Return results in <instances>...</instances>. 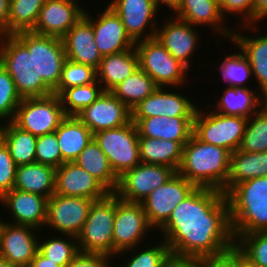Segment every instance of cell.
<instances>
[{"mask_svg": "<svg viewBox=\"0 0 267 267\" xmlns=\"http://www.w3.org/2000/svg\"><path fill=\"white\" fill-rule=\"evenodd\" d=\"M47 202L48 198L42 195L14 188L0 197V203L12 214V224L31 226L38 231L46 223Z\"/></svg>", "mask_w": 267, "mask_h": 267, "instance_id": "obj_22", "label": "cell"}, {"mask_svg": "<svg viewBox=\"0 0 267 267\" xmlns=\"http://www.w3.org/2000/svg\"><path fill=\"white\" fill-rule=\"evenodd\" d=\"M175 173L171 167L141 162L119 177L115 194L123 201L142 203L153 190L168 182Z\"/></svg>", "mask_w": 267, "mask_h": 267, "instance_id": "obj_10", "label": "cell"}, {"mask_svg": "<svg viewBox=\"0 0 267 267\" xmlns=\"http://www.w3.org/2000/svg\"><path fill=\"white\" fill-rule=\"evenodd\" d=\"M94 200L76 196L53 194L48 198L45 227L62 235L77 237L87 219Z\"/></svg>", "mask_w": 267, "mask_h": 267, "instance_id": "obj_12", "label": "cell"}, {"mask_svg": "<svg viewBox=\"0 0 267 267\" xmlns=\"http://www.w3.org/2000/svg\"><path fill=\"white\" fill-rule=\"evenodd\" d=\"M157 267H172V254H170L162 263Z\"/></svg>", "mask_w": 267, "mask_h": 267, "instance_id": "obj_57", "label": "cell"}, {"mask_svg": "<svg viewBox=\"0 0 267 267\" xmlns=\"http://www.w3.org/2000/svg\"><path fill=\"white\" fill-rule=\"evenodd\" d=\"M195 188L193 183L176 172L168 182L153 190L142 202L149 224L159 229L169 219L175 207Z\"/></svg>", "mask_w": 267, "mask_h": 267, "instance_id": "obj_13", "label": "cell"}, {"mask_svg": "<svg viewBox=\"0 0 267 267\" xmlns=\"http://www.w3.org/2000/svg\"><path fill=\"white\" fill-rule=\"evenodd\" d=\"M51 237L39 241V252L61 267H66L79 252L77 238L71 235H62L59 238ZM68 239H66V238Z\"/></svg>", "mask_w": 267, "mask_h": 267, "instance_id": "obj_40", "label": "cell"}, {"mask_svg": "<svg viewBox=\"0 0 267 267\" xmlns=\"http://www.w3.org/2000/svg\"><path fill=\"white\" fill-rule=\"evenodd\" d=\"M159 230L170 253L180 257L216 255L235 245L227 197L212 188L196 187Z\"/></svg>", "mask_w": 267, "mask_h": 267, "instance_id": "obj_1", "label": "cell"}, {"mask_svg": "<svg viewBox=\"0 0 267 267\" xmlns=\"http://www.w3.org/2000/svg\"><path fill=\"white\" fill-rule=\"evenodd\" d=\"M230 159V151L204 143L192 134L183 146L182 160L177 173L196 187L217 189L224 193Z\"/></svg>", "mask_w": 267, "mask_h": 267, "instance_id": "obj_3", "label": "cell"}, {"mask_svg": "<svg viewBox=\"0 0 267 267\" xmlns=\"http://www.w3.org/2000/svg\"><path fill=\"white\" fill-rule=\"evenodd\" d=\"M111 258L102 253L79 251L66 267H112Z\"/></svg>", "mask_w": 267, "mask_h": 267, "instance_id": "obj_49", "label": "cell"}, {"mask_svg": "<svg viewBox=\"0 0 267 267\" xmlns=\"http://www.w3.org/2000/svg\"><path fill=\"white\" fill-rule=\"evenodd\" d=\"M10 0H0V39L14 35L9 27Z\"/></svg>", "mask_w": 267, "mask_h": 267, "instance_id": "obj_51", "label": "cell"}, {"mask_svg": "<svg viewBox=\"0 0 267 267\" xmlns=\"http://www.w3.org/2000/svg\"><path fill=\"white\" fill-rule=\"evenodd\" d=\"M5 123L3 142L15 164L18 166L35 162L37 136L22 130L12 121Z\"/></svg>", "mask_w": 267, "mask_h": 267, "instance_id": "obj_36", "label": "cell"}, {"mask_svg": "<svg viewBox=\"0 0 267 267\" xmlns=\"http://www.w3.org/2000/svg\"><path fill=\"white\" fill-rule=\"evenodd\" d=\"M182 0H153L155 3L156 7L159 9L161 4L165 5V8L171 9L173 13L177 10V8L180 6Z\"/></svg>", "mask_w": 267, "mask_h": 267, "instance_id": "obj_55", "label": "cell"}, {"mask_svg": "<svg viewBox=\"0 0 267 267\" xmlns=\"http://www.w3.org/2000/svg\"><path fill=\"white\" fill-rule=\"evenodd\" d=\"M35 162L54 167L55 169L65 162L61 157L55 132L37 136Z\"/></svg>", "mask_w": 267, "mask_h": 267, "instance_id": "obj_46", "label": "cell"}, {"mask_svg": "<svg viewBox=\"0 0 267 267\" xmlns=\"http://www.w3.org/2000/svg\"><path fill=\"white\" fill-rule=\"evenodd\" d=\"M45 0H10L9 27L13 34L32 31Z\"/></svg>", "mask_w": 267, "mask_h": 267, "instance_id": "obj_37", "label": "cell"}, {"mask_svg": "<svg viewBox=\"0 0 267 267\" xmlns=\"http://www.w3.org/2000/svg\"><path fill=\"white\" fill-rule=\"evenodd\" d=\"M175 13L176 15L172 16L193 26L208 25L212 31L231 40L233 31L223 24V21H226L223 19L226 18L221 13L218 0H182Z\"/></svg>", "mask_w": 267, "mask_h": 267, "instance_id": "obj_25", "label": "cell"}, {"mask_svg": "<svg viewBox=\"0 0 267 267\" xmlns=\"http://www.w3.org/2000/svg\"><path fill=\"white\" fill-rule=\"evenodd\" d=\"M93 139L108 158L118 178L141 163L139 134L132 120L122 127L96 132Z\"/></svg>", "mask_w": 267, "mask_h": 267, "instance_id": "obj_8", "label": "cell"}, {"mask_svg": "<svg viewBox=\"0 0 267 267\" xmlns=\"http://www.w3.org/2000/svg\"><path fill=\"white\" fill-rule=\"evenodd\" d=\"M62 41L67 59L95 69L99 67L102 55L94 40L92 23L85 16L62 37Z\"/></svg>", "mask_w": 267, "mask_h": 267, "instance_id": "obj_24", "label": "cell"}, {"mask_svg": "<svg viewBox=\"0 0 267 267\" xmlns=\"http://www.w3.org/2000/svg\"><path fill=\"white\" fill-rule=\"evenodd\" d=\"M104 92L98 81L87 85L65 89L60 95L64 114L77 116L85 107L90 106Z\"/></svg>", "mask_w": 267, "mask_h": 267, "instance_id": "obj_38", "label": "cell"}, {"mask_svg": "<svg viewBox=\"0 0 267 267\" xmlns=\"http://www.w3.org/2000/svg\"><path fill=\"white\" fill-rule=\"evenodd\" d=\"M168 88L158 87L151 95L131 110V119L155 116L194 117L196 104L181 92H167Z\"/></svg>", "mask_w": 267, "mask_h": 267, "instance_id": "obj_17", "label": "cell"}, {"mask_svg": "<svg viewBox=\"0 0 267 267\" xmlns=\"http://www.w3.org/2000/svg\"><path fill=\"white\" fill-rule=\"evenodd\" d=\"M172 267H203V256L180 257L172 254Z\"/></svg>", "mask_w": 267, "mask_h": 267, "instance_id": "obj_52", "label": "cell"}, {"mask_svg": "<svg viewBox=\"0 0 267 267\" xmlns=\"http://www.w3.org/2000/svg\"><path fill=\"white\" fill-rule=\"evenodd\" d=\"M219 70L228 87H247V80L253 76L249 61L240 49L238 53L227 54Z\"/></svg>", "mask_w": 267, "mask_h": 267, "instance_id": "obj_41", "label": "cell"}, {"mask_svg": "<svg viewBox=\"0 0 267 267\" xmlns=\"http://www.w3.org/2000/svg\"><path fill=\"white\" fill-rule=\"evenodd\" d=\"M108 6L120 17L127 34L134 42L156 36V15L159 10L153 0H111ZM147 28H150L149 34L146 33Z\"/></svg>", "mask_w": 267, "mask_h": 267, "instance_id": "obj_14", "label": "cell"}, {"mask_svg": "<svg viewBox=\"0 0 267 267\" xmlns=\"http://www.w3.org/2000/svg\"><path fill=\"white\" fill-rule=\"evenodd\" d=\"M226 197L234 240L243 234L267 231V176L240 182Z\"/></svg>", "mask_w": 267, "mask_h": 267, "instance_id": "obj_4", "label": "cell"}, {"mask_svg": "<svg viewBox=\"0 0 267 267\" xmlns=\"http://www.w3.org/2000/svg\"><path fill=\"white\" fill-rule=\"evenodd\" d=\"M0 143L3 142V131H4V128H5V125L3 124L2 125V122L4 123L3 120H0Z\"/></svg>", "mask_w": 267, "mask_h": 267, "instance_id": "obj_59", "label": "cell"}, {"mask_svg": "<svg viewBox=\"0 0 267 267\" xmlns=\"http://www.w3.org/2000/svg\"><path fill=\"white\" fill-rule=\"evenodd\" d=\"M267 176V151L252 153L239 149L231 153L226 195L235 185L257 177Z\"/></svg>", "mask_w": 267, "mask_h": 267, "instance_id": "obj_32", "label": "cell"}, {"mask_svg": "<svg viewBox=\"0 0 267 267\" xmlns=\"http://www.w3.org/2000/svg\"><path fill=\"white\" fill-rule=\"evenodd\" d=\"M131 120L136 124L139 137L188 142L193 134V117L155 116Z\"/></svg>", "mask_w": 267, "mask_h": 267, "instance_id": "obj_26", "label": "cell"}, {"mask_svg": "<svg viewBox=\"0 0 267 267\" xmlns=\"http://www.w3.org/2000/svg\"><path fill=\"white\" fill-rule=\"evenodd\" d=\"M74 163L92 175L110 193H115L119 178L111 169L108 158L94 139L79 154Z\"/></svg>", "mask_w": 267, "mask_h": 267, "instance_id": "obj_34", "label": "cell"}, {"mask_svg": "<svg viewBox=\"0 0 267 267\" xmlns=\"http://www.w3.org/2000/svg\"><path fill=\"white\" fill-rule=\"evenodd\" d=\"M199 108L193 117V134L202 142L223 147L231 153L238 150L248 119L223 115L213 109L206 113Z\"/></svg>", "mask_w": 267, "mask_h": 267, "instance_id": "obj_6", "label": "cell"}, {"mask_svg": "<svg viewBox=\"0 0 267 267\" xmlns=\"http://www.w3.org/2000/svg\"><path fill=\"white\" fill-rule=\"evenodd\" d=\"M152 228V229H151ZM149 224L142 203L121 200L116 195V214L113 231V257L119 252L139 246L149 230ZM143 238V239H142Z\"/></svg>", "mask_w": 267, "mask_h": 267, "instance_id": "obj_11", "label": "cell"}, {"mask_svg": "<svg viewBox=\"0 0 267 267\" xmlns=\"http://www.w3.org/2000/svg\"><path fill=\"white\" fill-rule=\"evenodd\" d=\"M115 214V193L93 201L82 230L76 237L79 251L102 253L113 258Z\"/></svg>", "mask_w": 267, "mask_h": 267, "instance_id": "obj_5", "label": "cell"}, {"mask_svg": "<svg viewBox=\"0 0 267 267\" xmlns=\"http://www.w3.org/2000/svg\"><path fill=\"white\" fill-rule=\"evenodd\" d=\"M255 92L247 87H228L216 101L218 103L214 104L213 111L227 116H241L249 119L267 104V98L260 99Z\"/></svg>", "mask_w": 267, "mask_h": 267, "instance_id": "obj_29", "label": "cell"}, {"mask_svg": "<svg viewBox=\"0 0 267 267\" xmlns=\"http://www.w3.org/2000/svg\"><path fill=\"white\" fill-rule=\"evenodd\" d=\"M54 132L65 162H74L93 139V133L76 116H66Z\"/></svg>", "mask_w": 267, "mask_h": 267, "instance_id": "obj_31", "label": "cell"}, {"mask_svg": "<svg viewBox=\"0 0 267 267\" xmlns=\"http://www.w3.org/2000/svg\"><path fill=\"white\" fill-rule=\"evenodd\" d=\"M21 100L13 79L0 63V120L12 121Z\"/></svg>", "mask_w": 267, "mask_h": 267, "instance_id": "obj_44", "label": "cell"}, {"mask_svg": "<svg viewBox=\"0 0 267 267\" xmlns=\"http://www.w3.org/2000/svg\"><path fill=\"white\" fill-rule=\"evenodd\" d=\"M167 20L161 25L163 28L158 26L155 37L177 61L189 69L190 62H193L190 59L198 49V31L194 29L195 26L176 17Z\"/></svg>", "mask_w": 267, "mask_h": 267, "instance_id": "obj_21", "label": "cell"}, {"mask_svg": "<svg viewBox=\"0 0 267 267\" xmlns=\"http://www.w3.org/2000/svg\"><path fill=\"white\" fill-rule=\"evenodd\" d=\"M239 267H258V266L253 262H251L247 257H245L239 250Z\"/></svg>", "mask_w": 267, "mask_h": 267, "instance_id": "obj_56", "label": "cell"}, {"mask_svg": "<svg viewBox=\"0 0 267 267\" xmlns=\"http://www.w3.org/2000/svg\"><path fill=\"white\" fill-rule=\"evenodd\" d=\"M96 81L97 72L94 67L66 59L60 82L58 87L53 91V94L59 96L67 88L87 85Z\"/></svg>", "mask_w": 267, "mask_h": 267, "instance_id": "obj_42", "label": "cell"}, {"mask_svg": "<svg viewBox=\"0 0 267 267\" xmlns=\"http://www.w3.org/2000/svg\"><path fill=\"white\" fill-rule=\"evenodd\" d=\"M159 245L151 246L147 249L138 250V247H134L118 254L122 253L125 254L127 251H132L131 259L122 265L123 267H157L160 263H162L171 253L169 251L168 245L165 241L158 243ZM137 248V250H136ZM133 249V250H132Z\"/></svg>", "mask_w": 267, "mask_h": 267, "instance_id": "obj_45", "label": "cell"}, {"mask_svg": "<svg viewBox=\"0 0 267 267\" xmlns=\"http://www.w3.org/2000/svg\"><path fill=\"white\" fill-rule=\"evenodd\" d=\"M157 88L154 80L139 67L110 92L132 110Z\"/></svg>", "mask_w": 267, "mask_h": 267, "instance_id": "obj_35", "label": "cell"}, {"mask_svg": "<svg viewBox=\"0 0 267 267\" xmlns=\"http://www.w3.org/2000/svg\"><path fill=\"white\" fill-rule=\"evenodd\" d=\"M110 192L74 162H64L55 171L54 194L99 200Z\"/></svg>", "mask_w": 267, "mask_h": 267, "instance_id": "obj_20", "label": "cell"}, {"mask_svg": "<svg viewBox=\"0 0 267 267\" xmlns=\"http://www.w3.org/2000/svg\"><path fill=\"white\" fill-rule=\"evenodd\" d=\"M233 30L231 43L238 47L248 59L252 74L259 85L260 97L267 98V34L257 37L245 36ZM259 82V83H258Z\"/></svg>", "mask_w": 267, "mask_h": 267, "instance_id": "obj_28", "label": "cell"}, {"mask_svg": "<svg viewBox=\"0 0 267 267\" xmlns=\"http://www.w3.org/2000/svg\"><path fill=\"white\" fill-rule=\"evenodd\" d=\"M88 12V13H87ZM96 20L85 11L84 16L92 23L94 40L102 56L116 54L135 47V42L127 34L120 17L110 7L104 8Z\"/></svg>", "mask_w": 267, "mask_h": 267, "instance_id": "obj_18", "label": "cell"}, {"mask_svg": "<svg viewBox=\"0 0 267 267\" xmlns=\"http://www.w3.org/2000/svg\"><path fill=\"white\" fill-rule=\"evenodd\" d=\"M203 267H239V249L234 245L220 254L203 256Z\"/></svg>", "mask_w": 267, "mask_h": 267, "instance_id": "obj_50", "label": "cell"}, {"mask_svg": "<svg viewBox=\"0 0 267 267\" xmlns=\"http://www.w3.org/2000/svg\"><path fill=\"white\" fill-rule=\"evenodd\" d=\"M235 246L258 267H267V231L240 235Z\"/></svg>", "mask_w": 267, "mask_h": 267, "instance_id": "obj_43", "label": "cell"}, {"mask_svg": "<svg viewBox=\"0 0 267 267\" xmlns=\"http://www.w3.org/2000/svg\"><path fill=\"white\" fill-rule=\"evenodd\" d=\"M267 18V0H253V25Z\"/></svg>", "mask_w": 267, "mask_h": 267, "instance_id": "obj_53", "label": "cell"}, {"mask_svg": "<svg viewBox=\"0 0 267 267\" xmlns=\"http://www.w3.org/2000/svg\"><path fill=\"white\" fill-rule=\"evenodd\" d=\"M186 143L139 137L141 162L171 167L177 172L182 160L183 146Z\"/></svg>", "mask_w": 267, "mask_h": 267, "instance_id": "obj_33", "label": "cell"}, {"mask_svg": "<svg viewBox=\"0 0 267 267\" xmlns=\"http://www.w3.org/2000/svg\"><path fill=\"white\" fill-rule=\"evenodd\" d=\"M239 150L252 153L267 151V104L247 120Z\"/></svg>", "mask_w": 267, "mask_h": 267, "instance_id": "obj_39", "label": "cell"}, {"mask_svg": "<svg viewBox=\"0 0 267 267\" xmlns=\"http://www.w3.org/2000/svg\"><path fill=\"white\" fill-rule=\"evenodd\" d=\"M93 134L115 129L131 121V110L111 92H103L76 116Z\"/></svg>", "mask_w": 267, "mask_h": 267, "instance_id": "obj_16", "label": "cell"}, {"mask_svg": "<svg viewBox=\"0 0 267 267\" xmlns=\"http://www.w3.org/2000/svg\"><path fill=\"white\" fill-rule=\"evenodd\" d=\"M28 267H61L57 264V262H52L51 260L47 259L43 256L39 251L31 260Z\"/></svg>", "mask_w": 267, "mask_h": 267, "instance_id": "obj_54", "label": "cell"}, {"mask_svg": "<svg viewBox=\"0 0 267 267\" xmlns=\"http://www.w3.org/2000/svg\"><path fill=\"white\" fill-rule=\"evenodd\" d=\"M74 0H45L32 32L62 38L83 16L85 9Z\"/></svg>", "mask_w": 267, "mask_h": 267, "instance_id": "obj_19", "label": "cell"}, {"mask_svg": "<svg viewBox=\"0 0 267 267\" xmlns=\"http://www.w3.org/2000/svg\"><path fill=\"white\" fill-rule=\"evenodd\" d=\"M55 171L54 167L39 162L18 165L14 189L49 198L55 191Z\"/></svg>", "mask_w": 267, "mask_h": 267, "instance_id": "obj_30", "label": "cell"}, {"mask_svg": "<svg viewBox=\"0 0 267 267\" xmlns=\"http://www.w3.org/2000/svg\"><path fill=\"white\" fill-rule=\"evenodd\" d=\"M66 59L62 38L35 33L36 74L52 91L58 87Z\"/></svg>", "mask_w": 267, "mask_h": 267, "instance_id": "obj_23", "label": "cell"}, {"mask_svg": "<svg viewBox=\"0 0 267 267\" xmlns=\"http://www.w3.org/2000/svg\"><path fill=\"white\" fill-rule=\"evenodd\" d=\"M0 267H18V266L15 264H12L7 259L0 257Z\"/></svg>", "mask_w": 267, "mask_h": 267, "instance_id": "obj_58", "label": "cell"}, {"mask_svg": "<svg viewBox=\"0 0 267 267\" xmlns=\"http://www.w3.org/2000/svg\"><path fill=\"white\" fill-rule=\"evenodd\" d=\"M139 67L147 73L158 87H181L186 85L188 69L177 61L156 38L135 42ZM168 85V86H167Z\"/></svg>", "mask_w": 267, "mask_h": 267, "instance_id": "obj_7", "label": "cell"}, {"mask_svg": "<svg viewBox=\"0 0 267 267\" xmlns=\"http://www.w3.org/2000/svg\"><path fill=\"white\" fill-rule=\"evenodd\" d=\"M65 117L60 97L51 94L22 98L12 122L32 135L41 136L54 132Z\"/></svg>", "mask_w": 267, "mask_h": 267, "instance_id": "obj_9", "label": "cell"}, {"mask_svg": "<svg viewBox=\"0 0 267 267\" xmlns=\"http://www.w3.org/2000/svg\"><path fill=\"white\" fill-rule=\"evenodd\" d=\"M0 63L21 98L46 97L53 91L36 74L35 33L23 31L0 39Z\"/></svg>", "mask_w": 267, "mask_h": 267, "instance_id": "obj_2", "label": "cell"}, {"mask_svg": "<svg viewBox=\"0 0 267 267\" xmlns=\"http://www.w3.org/2000/svg\"><path fill=\"white\" fill-rule=\"evenodd\" d=\"M222 15L225 17L226 13L235 14L237 16L241 15L240 19L243 18L242 30L256 31L255 25H253V0H218ZM245 19V20H244ZM245 22V24H244ZM253 25V26H251ZM245 28V29H244Z\"/></svg>", "mask_w": 267, "mask_h": 267, "instance_id": "obj_47", "label": "cell"}, {"mask_svg": "<svg viewBox=\"0 0 267 267\" xmlns=\"http://www.w3.org/2000/svg\"><path fill=\"white\" fill-rule=\"evenodd\" d=\"M139 68V58L135 47L120 53L102 56L96 69L97 81L105 92L123 82Z\"/></svg>", "mask_w": 267, "mask_h": 267, "instance_id": "obj_27", "label": "cell"}, {"mask_svg": "<svg viewBox=\"0 0 267 267\" xmlns=\"http://www.w3.org/2000/svg\"><path fill=\"white\" fill-rule=\"evenodd\" d=\"M17 165L4 142L0 143V197L14 188Z\"/></svg>", "mask_w": 267, "mask_h": 267, "instance_id": "obj_48", "label": "cell"}, {"mask_svg": "<svg viewBox=\"0 0 267 267\" xmlns=\"http://www.w3.org/2000/svg\"><path fill=\"white\" fill-rule=\"evenodd\" d=\"M37 230L31 226L1 220L0 257L18 267H28L39 250V239L35 236Z\"/></svg>", "mask_w": 267, "mask_h": 267, "instance_id": "obj_15", "label": "cell"}]
</instances>
